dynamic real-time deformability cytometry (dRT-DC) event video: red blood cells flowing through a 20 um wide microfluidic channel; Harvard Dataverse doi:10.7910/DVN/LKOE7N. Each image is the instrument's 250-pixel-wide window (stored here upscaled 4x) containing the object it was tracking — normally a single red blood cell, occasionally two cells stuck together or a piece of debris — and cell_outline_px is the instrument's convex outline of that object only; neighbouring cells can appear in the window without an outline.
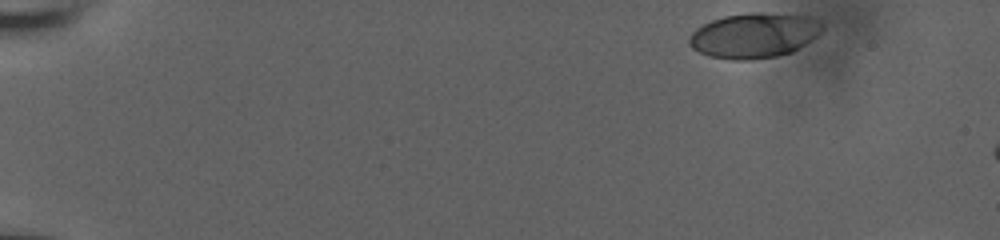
{"species": "human", "species_latin": "Homo sapiens", "temperature_condition": "room temperature", "stored_images_in_passage": 11, "camera_frame_rate_fps": 3000, "um_per_image_px": 0.085, "donor": {"sex": "male"}, "frame": {"image": 1, "passage_image": 1, "time_ms": 0.0, "image_size_px": [1000, 240], "cell_outline_px": [[824, 28], [816, 36], [792, 52], [776, 56], [752, 60], [732, 60], [708, 56], [692, 48], [688, 44], [688, 40], [692, 32], [696, 28], [712, 20], [724, 16], [748, 12], [764, 12], [808, 16], [820, 20]], "centroid_in_image_um": [64.09, 3.0], "position_along_channel_um": 20.9, "area_um2": 35.08}}